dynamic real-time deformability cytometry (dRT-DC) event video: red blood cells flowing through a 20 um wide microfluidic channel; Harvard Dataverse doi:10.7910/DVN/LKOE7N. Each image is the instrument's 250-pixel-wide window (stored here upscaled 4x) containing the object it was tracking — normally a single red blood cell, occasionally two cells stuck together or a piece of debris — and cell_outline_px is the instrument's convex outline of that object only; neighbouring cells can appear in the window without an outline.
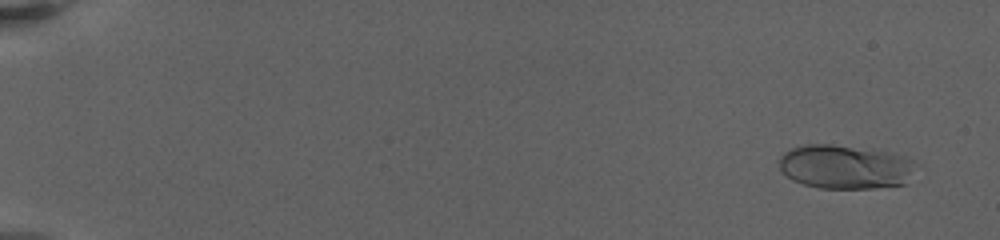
{"species": "human", "species_latin": "Homo sapiens", "temperature_condition": "warm", "stored_images_in_passage": 43, "camera_frame_rate_fps": 3000, "um_per_image_px": 0.085, "donor": {"sex": "female"}, "frame": {"image": 1, "passage_image": 3, "time_ms": 1.0, "image_size_px": [1000, 240], "cell_outline_px": [[912, 160], [904, 184], [872, 188], [820, 188], [804, 184], [792, 180], [780, 168], [780, 156], [784, 152], [792, 148], [804, 144], [832, 144], [872, 148], [892, 152], [904, 156]], "centroid_in_image_um": [71.76, 14.15], "position_along_channel_um": 13.2, "area_um2": 34.68}}
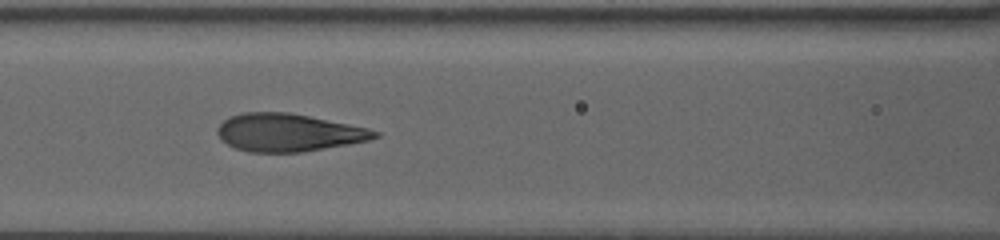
{"frame": {"image": 2, "passage_image": 26, "time_ms": 10.333, "image_size_px": [1000, 240], "cell_outline_px": [[380, 136], [368, 140], [300, 152], [248, 152], [236, 148], [220, 140], [216, 132], [216, 128], [224, 120], [232, 116], [244, 112], [288, 112], [368, 128], [380, 132]], "centroid_in_image_um": [24.47, 11.26], "position_along_channel_um": 142.1, "area_um2": 34.28}}
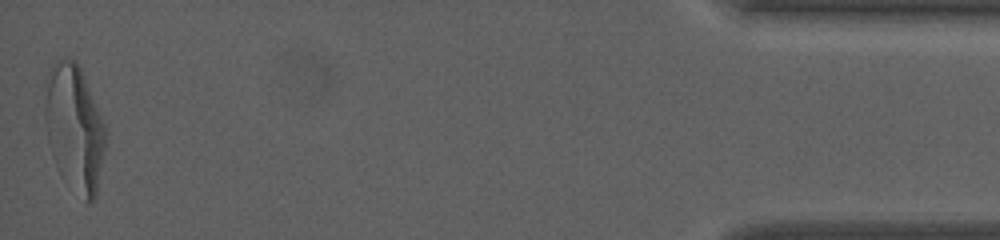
{"frame": {"image": 3, "passage_image": 43, "time_ms": 21.667, "image_size_px": [1000, 240], "cell_outline_px": [[108, 140], [96, 196], [88, 204], [84, 200], [44, 104], [48, 84], [52, 68], [56, 60], [76, 60], [80, 68], [104, 124]], "centroid_in_image_um": [6.56, 10.62], "position_along_channel_um": 428.6, "area_um2": 38.15}, "authors_computed_cell_mechanics": {"area_um2": 34.3332, "velocity_mm_per_s": 3.2288, "shape_relaxation_time_tau1_ms": 6.0523, "shape_relaxation_time_tau2_ms": null, "deformation_change_tau1": 0.2588, "deformation_change_tau2": null}}